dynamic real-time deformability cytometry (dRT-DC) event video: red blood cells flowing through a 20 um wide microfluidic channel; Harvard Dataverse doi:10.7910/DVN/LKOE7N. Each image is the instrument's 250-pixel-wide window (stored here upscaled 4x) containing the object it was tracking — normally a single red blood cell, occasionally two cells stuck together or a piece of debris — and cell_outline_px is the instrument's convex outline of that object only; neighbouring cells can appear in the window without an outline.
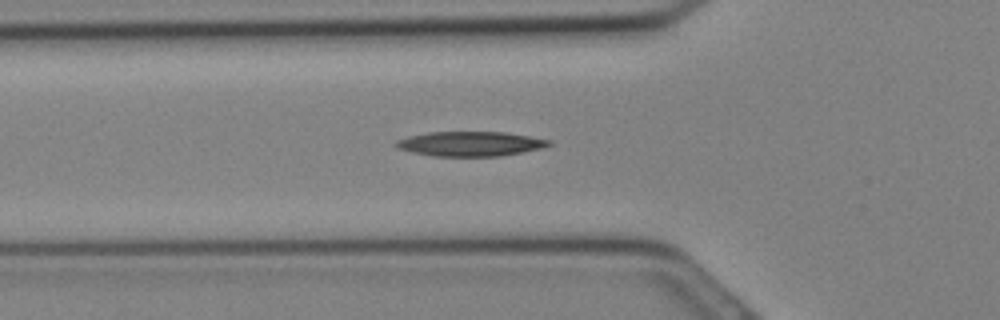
{"species": "Egyptian fruit bat (a non-hibernating species)", "species_latin": "Rousettus aegyptiacus", "temperature_condition": "cold", "stored_images_in_passage": 19, "camera_frame_rate_fps": 3000, "um_per_image_px": 0.085, "animal": {"sex": "female"}, "frame": {"image": 1, "passage_image": 9, "time_ms": 2.667, "image_size_px": [1000, 320], "cell_outline_px": [[552, 144], [544, 148], [500, 156], [432, 156], [412, 152], [396, 148], [392, 144], [396, 140], [408, 136], [428, 132], [504, 132], [552, 140]], "centroid_in_image_um": [39.95, 12.22], "position_along_channel_um": 85.8, "area_um2": 22.14}}
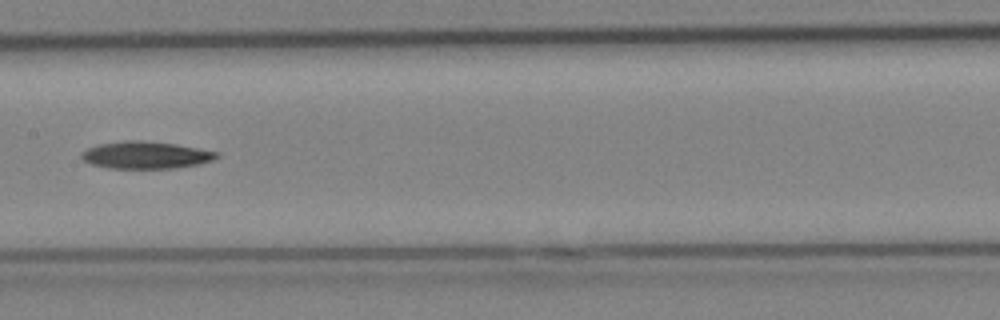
{"frame": {"image": 2, "passage_image": 14, "time_ms": 4.333, "image_size_px": [1000, 320], "cell_outline_px": [[220, 156], [212, 160], [196, 164], [172, 168], [108, 168], [92, 164], [84, 160], [80, 156], [80, 152], [88, 148], [100, 144], [124, 140], [140, 140], [176, 144], [220, 152]], "centroid_in_image_um": [12.38, 13.17], "position_along_channel_um": 195.0, "area_um2": 21.33}}
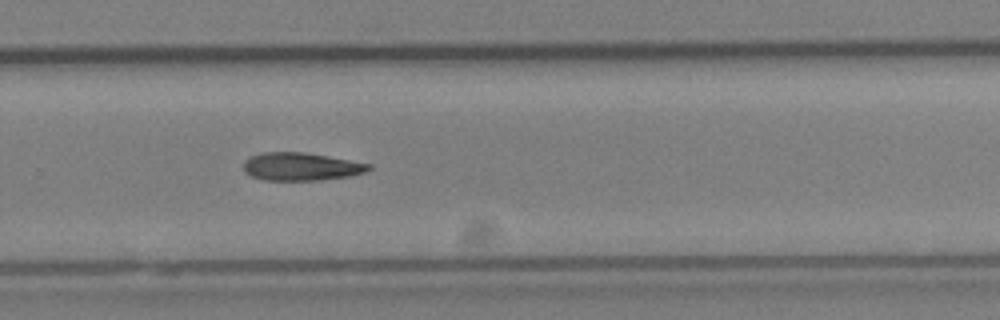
{"frame": {"image": 3, "passage_image": 19, "time_ms": 6.0, "image_size_px": [1000, 320], "cell_outline_px": [[372, 168], [364, 172], [348, 176], [316, 180], [264, 180], [252, 176], [244, 172], [244, 160], [248, 156], [260, 152], [304, 152], [328, 156], [372, 164]], "centroid_in_image_um": [25.55, 14.15], "position_along_channel_um": 304.3, "area_um2": 20.4}}